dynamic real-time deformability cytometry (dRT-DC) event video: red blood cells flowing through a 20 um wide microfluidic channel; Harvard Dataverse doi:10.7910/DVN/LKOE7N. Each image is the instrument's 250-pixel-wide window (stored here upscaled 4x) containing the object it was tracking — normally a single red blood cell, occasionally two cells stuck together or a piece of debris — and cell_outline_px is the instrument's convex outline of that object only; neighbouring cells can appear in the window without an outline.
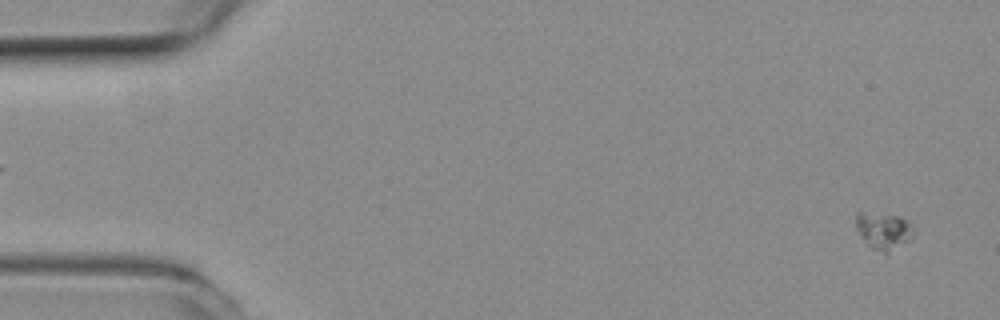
{"species": "common noctule bat (a hibernating species)", "species_latin": "Nyctalus noctula", "temperature_condition": "room temperature", "stored_images_in_passage": 54, "camera_frame_rate_fps": 3000, "um_per_image_px": 0.085, "animal": {"sex": "female", "body_mass_g": 19.3, "forearm_length_mm": 54.1}, "frame": {"image": 1, "passage_image": 2, "time_ms": 0.333, "image_size_px": [1000, 320], "cell_outline_px": [[916, 228], [912, 240], [888, 252], [884, 252], [872, 248], [868, 244], [856, 228], [856, 212], [860, 212], [896, 216], [908, 220]], "centroid_in_image_um": [75.17, 19.61], "position_along_channel_um": 9.8, "area_um2": 12.31}}
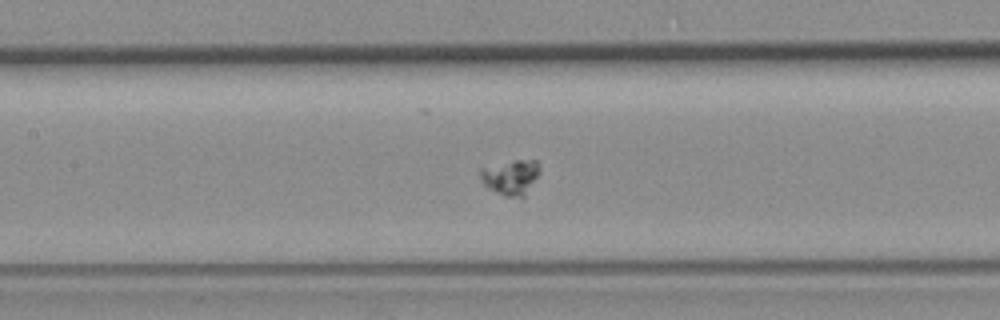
{"frame": {"image": 2, "passage_image": 24, "time_ms": 7.667, "image_size_px": [1000, 320], "cell_outline_px": [[540, 172], [524, 196], [504, 196], [488, 188], [484, 184], [480, 176], [480, 168], [516, 160], [536, 160], [540, 168]], "centroid_in_image_um": [43.41, 15.05], "position_along_channel_um": 164.0, "area_um2": 11.85}}
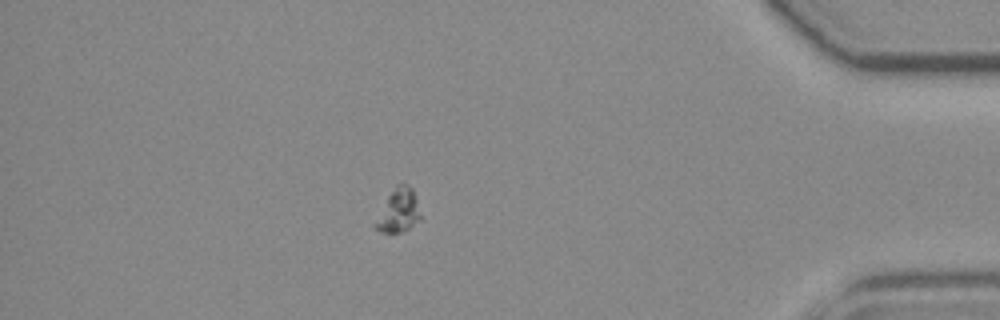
{"frame": {"image": 3, "passage_image": 46, "time_ms": 15.0, "image_size_px": [1000, 320], "cell_outline_px": [[420, 220], [404, 232], [380, 232], [372, 224], [388, 196], [396, 184], [404, 180], [412, 188], [416, 200], [420, 216]], "centroid_in_image_um": [33.85, 17.88], "position_along_channel_um": 401.3, "area_um2": 11.5}}